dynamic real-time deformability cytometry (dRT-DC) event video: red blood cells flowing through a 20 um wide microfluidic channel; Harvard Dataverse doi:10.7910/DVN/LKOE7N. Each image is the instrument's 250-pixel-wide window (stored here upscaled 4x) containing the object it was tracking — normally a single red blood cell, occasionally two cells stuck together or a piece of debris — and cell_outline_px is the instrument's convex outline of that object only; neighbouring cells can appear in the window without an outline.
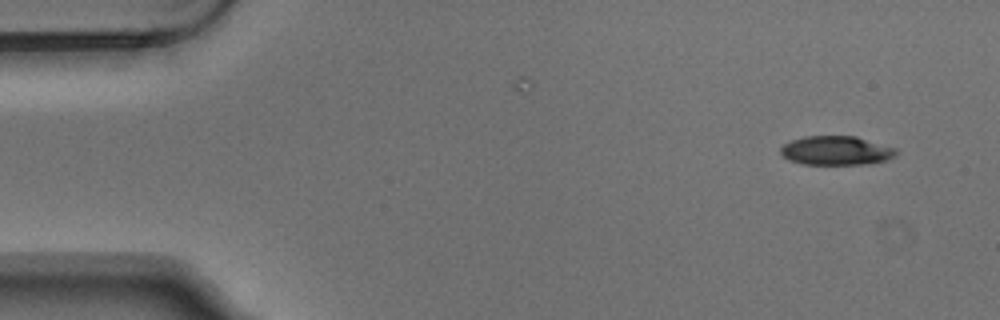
{"species": "Egyptian fruit bat (a non-hibernating species)", "species_latin": "Rousettus aegyptiacus", "temperature_condition": "warm", "stored_images_in_passage": 2, "camera_frame_rate_fps": 3000, "um_per_image_px": 0.085, "animal": {"sex": "male"}, "frame": {"image": 1, "passage_image": 2, "time_ms": 0.333, "image_size_px": [1000, 320], "cell_outline_px": [[900, 152], [896, 156], [888, 160], [868, 164], [804, 164], [788, 160], [780, 152], [780, 148], [784, 144], [792, 140], [804, 136], [856, 136], [896, 148]], "centroid_in_image_um": [71.12, 12.8], "position_along_channel_um": 13.9, "area_um2": 19.71}}